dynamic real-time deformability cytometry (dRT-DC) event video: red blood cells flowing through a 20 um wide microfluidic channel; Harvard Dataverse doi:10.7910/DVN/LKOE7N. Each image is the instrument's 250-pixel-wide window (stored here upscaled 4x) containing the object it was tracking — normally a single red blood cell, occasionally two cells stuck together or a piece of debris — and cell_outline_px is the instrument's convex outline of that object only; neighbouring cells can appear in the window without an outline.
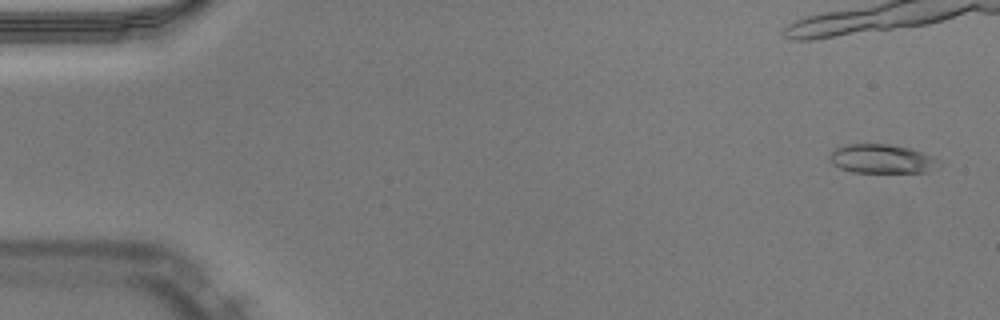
{"species": "Egyptian fruit bat (a non-hibernating species)", "species_latin": "Rousettus aegyptiacus", "temperature_condition": "warm", "stored_images_in_passage": 13, "camera_frame_rate_fps": 3000, "um_per_image_px": 0.085, "animal": {"sex": "male"}, "frame": {"image": 1, "passage_image": 3, "time_ms": 0.667, "image_size_px": [1000, 320], "cell_outline_px": [[932, 160], [924, 172], [852, 172], [840, 168], [832, 164], [828, 156], [836, 148], [848, 144], [888, 144], [908, 148], [932, 156]], "centroid_in_image_um": [74.74, 13.49], "position_along_channel_um": 10.3, "area_um2": 17.51}}